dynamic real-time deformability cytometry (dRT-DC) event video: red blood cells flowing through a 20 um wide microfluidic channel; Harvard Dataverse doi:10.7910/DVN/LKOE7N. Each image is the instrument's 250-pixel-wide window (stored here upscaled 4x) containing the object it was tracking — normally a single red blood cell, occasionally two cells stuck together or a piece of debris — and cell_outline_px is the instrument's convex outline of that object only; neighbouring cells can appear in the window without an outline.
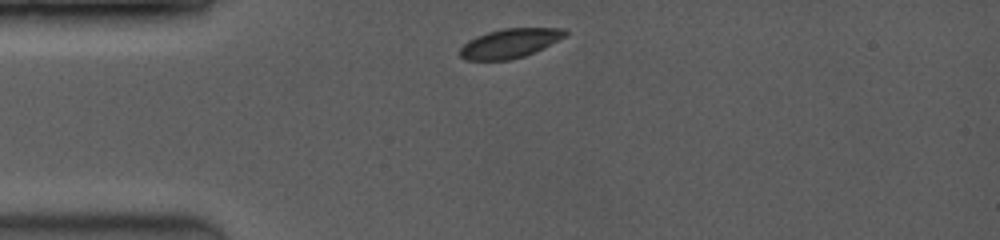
{"species": "common noctule bat (a hibernating species)", "species_latin": "Nyctalus noctula", "temperature_condition": "room temperature", "stored_images_in_passage": 15, "camera_frame_rate_fps": 3500, "um_per_image_px": 0.085, "animal": {"sex": "female", "body_mass_g": 19.0, "forearm_length_mm": 53.3}, "frame": {"image": 1, "passage_image": 1, "time_ms": 0.0, "image_size_px": [1000, 240], "cell_outline_px": [[568, 32], [564, 36], [524, 56], [508, 60], [464, 60], [460, 56], [460, 48], [468, 40], [476, 36], [488, 32], [504, 28], [564, 28]], "centroid_in_image_um": [43.26, 3.67], "position_along_channel_um": 41.7, "area_um2": 17.57}}
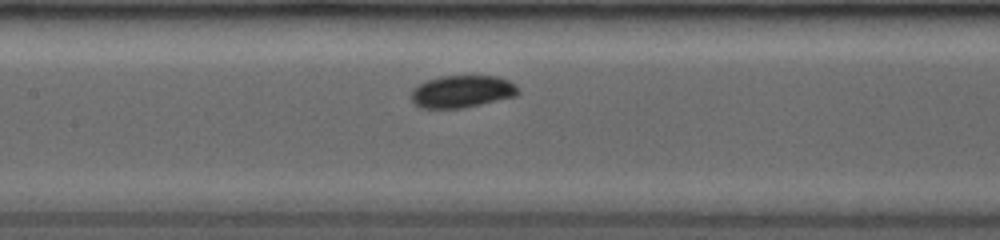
{"frame": {"image": 2, "passage_image": 6, "time_ms": 3.714, "image_size_px": [1000, 240], "cell_outline_px": [[520, 92], [516, 96], [464, 108], [420, 108], [412, 100], [412, 92], [420, 84], [428, 80], [440, 76], [496, 76], [508, 80], [516, 84]], "centroid_in_image_um": [39.32, 7.78], "position_along_channel_um": 168.1, "area_um2": 20.0}}
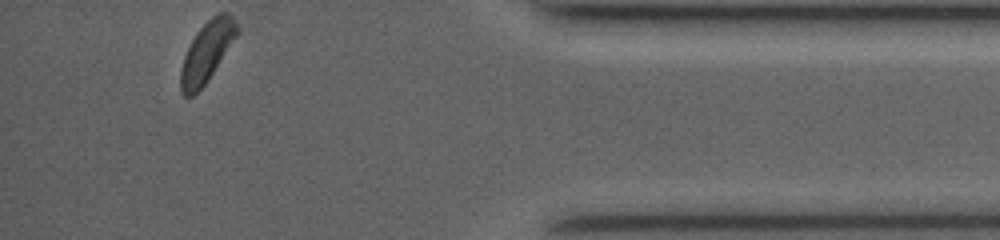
{"frame": {"image": 3, "passage_image": 15, "time_ms": 10.571, "image_size_px": [1000, 240], "cell_outline_px": [[236, 36], [204, 84], [192, 96], [184, 96], [180, 92], [180, 68], [184, 56], [192, 40], [200, 28], [212, 16], [220, 12], [228, 12], [232, 16], [236, 24]], "centroid_in_image_um": [17.53, 4.41], "position_along_channel_um": 417.7, "area_um2": 19.02}, "authors_computed_cell_mechanics": {"area_um2": 19.7098, "velocity_mm_per_s": 4.0573, "shape_relaxation_time_tau1_ms": 1.1661, "shape_relaxation_time_tau2_ms": null, "deformation_change_tau1": 0.0588, "deformation_change_tau2": null}}